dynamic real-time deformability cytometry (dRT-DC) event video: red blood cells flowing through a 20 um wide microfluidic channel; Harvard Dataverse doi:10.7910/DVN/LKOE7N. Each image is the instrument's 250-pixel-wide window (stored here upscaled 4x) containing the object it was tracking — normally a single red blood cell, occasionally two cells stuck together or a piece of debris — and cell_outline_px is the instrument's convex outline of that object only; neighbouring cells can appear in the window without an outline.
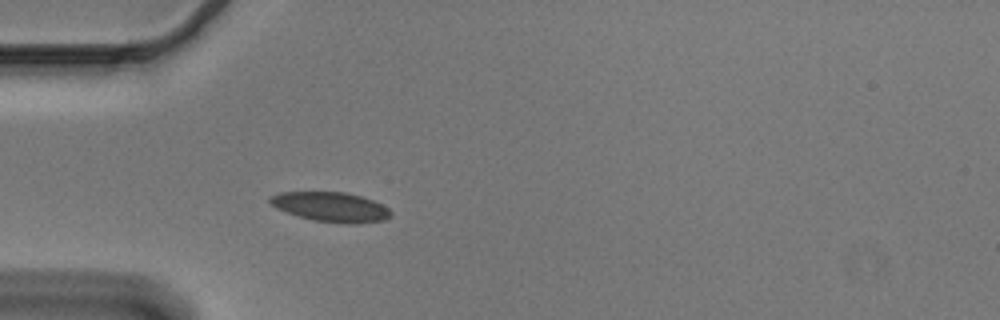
{"species": "Egyptian fruit bat (a non-hibernating species)", "species_latin": "Rousettus aegyptiacus", "temperature_condition": "cold", "stored_images_in_passage": 39, "camera_frame_rate_fps": 3000, "um_per_image_px": 0.085, "animal": {"sex": "male"}, "frame": {"image": 1, "passage_image": 1, "time_ms": 0.0, "image_size_px": [1000, 320], "cell_outline_px": [[392, 216], [384, 220], [356, 224], [344, 224], [312, 220], [276, 208], [268, 200], [268, 196], [280, 192], [344, 192], [360, 196], [372, 200], [388, 208], [392, 212]], "centroid_in_image_um": [28.13, 17.59], "position_along_channel_um": 56.9, "area_um2": 20.87}}
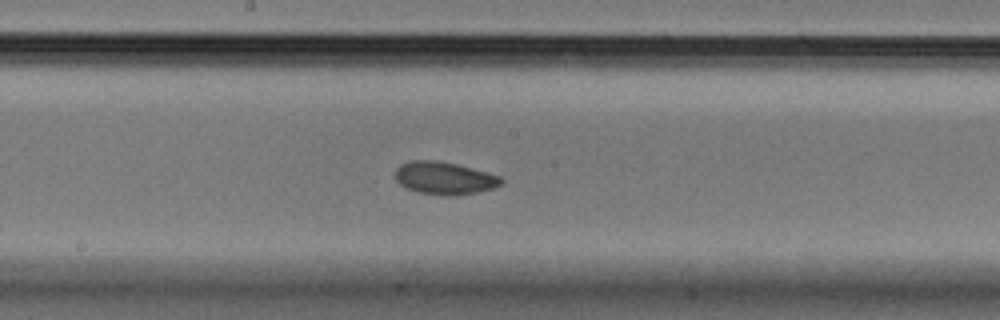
{"frame": {"image": 2, "passage_image": 14, "time_ms": 4.333, "image_size_px": [1000, 320], "cell_outline_px": [[504, 180], [500, 184], [492, 188], [476, 192], [456, 196], [444, 196], [416, 192], [400, 184], [396, 180], [396, 168], [400, 164], [412, 160], [436, 160], [456, 164], [500, 176]], "centroid_in_image_um": [37.74, 15.14], "position_along_channel_um": 210.5, "area_um2": 20.06}}
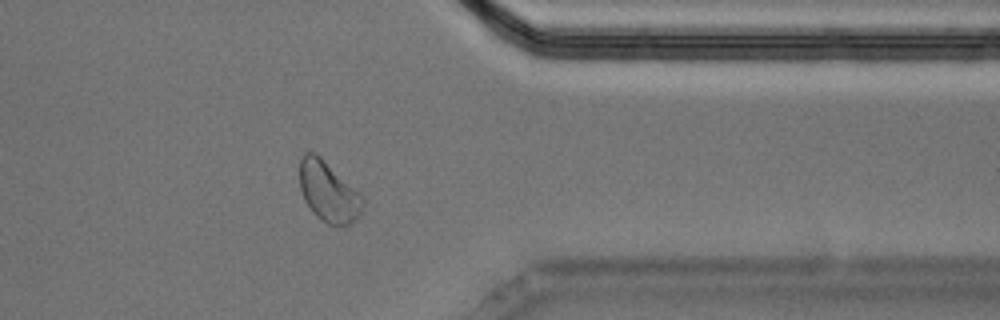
{"frame": {"image": 3, "passage_image": 29, "time_ms": 9.333, "image_size_px": [1000, 320], "cell_outline_px": [[364, 204], [356, 220], [348, 224], [328, 224], [320, 220], [312, 212], [304, 200], [300, 188], [300, 156], [304, 152], [312, 152], [320, 156], [364, 200]], "centroid_in_image_um": [27.85, 16.3], "position_along_channel_um": 383.5, "area_um2": 21.56}, "authors_computed_cell_mechanics": {"area_um2": 20.23, "velocity_mm_per_s": 3.6596, "shape_relaxation_time_tau1_ms": 2.9202, "shape_relaxation_time_tau2_ms": 4.923, "deformation_change_tau1": 0.0821, "deformation_change_tau2": 0.0842}}